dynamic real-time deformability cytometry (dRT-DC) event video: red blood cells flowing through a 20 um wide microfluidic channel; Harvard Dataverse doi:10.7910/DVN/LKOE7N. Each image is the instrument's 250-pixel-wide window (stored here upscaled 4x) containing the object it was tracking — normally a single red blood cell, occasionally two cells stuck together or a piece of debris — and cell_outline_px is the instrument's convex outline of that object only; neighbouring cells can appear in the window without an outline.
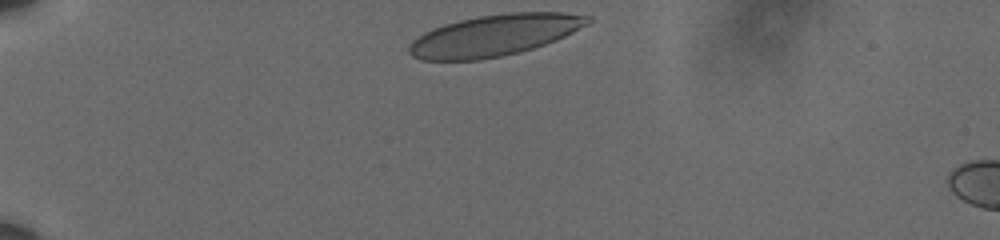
{"species": "human", "species_latin": "Homo sapiens", "temperature_condition": "cold", "stored_images_in_passage": 36, "camera_frame_rate_fps": 3000, "um_per_image_px": 0.085, "donor": {"sex": "male"}, "frame": {"image": 1, "passage_image": 1, "time_ms": 0.0, "image_size_px": [1000, 240], "cell_outline_px": [[592, 20], [588, 24], [556, 40], [520, 52], [480, 60], [420, 60], [412, 56], [408, 52], [408, 48], [412, 40], [424, 32], [432, 28], [444, 24], [460, 20], [480, 16], [508, 12], [560, 12], [592, 16]], "centroid_in_image_um": [42.01, 3.0], "position_along_channel_um": 43.0, "area_um2": 43.0}}
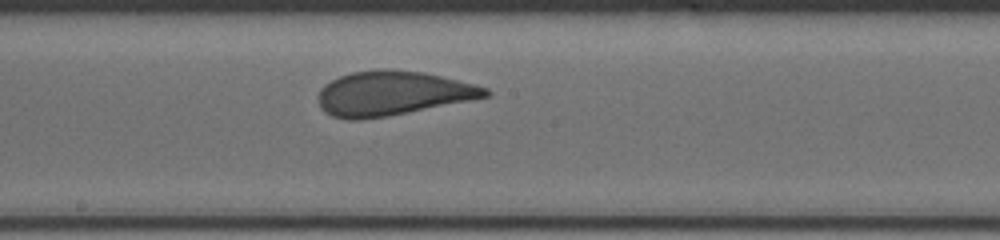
{"frame": {"image": 2, "passage_image": 20, "time_ms": 6.333, "image_size_px": [1000, 240], "cell_outline_px": [[492, 92], [488, 96], [388, 116], [360, 120], [348, 120], [332, 116], [324, 112], [320, 108], [316, 100], [316, 96], [320, 88], [324, 84], [340, 76], [352, 72], [380, 68], [388, 68], [424, 72], [476, 84], [488, 88]], "centroid_in_image_um": [33.29, 7.92], "position_along_channel_um": 214.9, "area_um2": 43.52}}
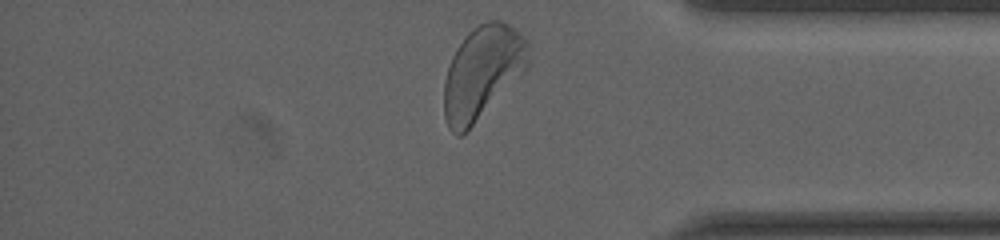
{"frame": {"image": 3, "passage_image": 36, "time_ms": 11.667, "image_size_px": [1000, 240], "cell_outline_px": [[528, 68], [460, 136], [456, 136], [448, 128], [444, 116], [444, 80], [452, 56], [456, 48], [464, 36], [472, 28], [488, 20], [500, 20], [508, 24], [524, 36], [528, 40]], "centroid_in_image_um": [40.99, 6.11], "position_along_channel_um": 394.2, "area_um2": 45.14}, "authors_computed_cell_mechanics": {"area_um2": 42.7142, "velocity_mm_per_s": 3.5702, "shape_relaxation_time_tau1_ms": 3.2152, "shape_relaxation_time_tau2_ms": null, "deformation_change_tau1": 0.1494, "deformation_change_tau2": null}}